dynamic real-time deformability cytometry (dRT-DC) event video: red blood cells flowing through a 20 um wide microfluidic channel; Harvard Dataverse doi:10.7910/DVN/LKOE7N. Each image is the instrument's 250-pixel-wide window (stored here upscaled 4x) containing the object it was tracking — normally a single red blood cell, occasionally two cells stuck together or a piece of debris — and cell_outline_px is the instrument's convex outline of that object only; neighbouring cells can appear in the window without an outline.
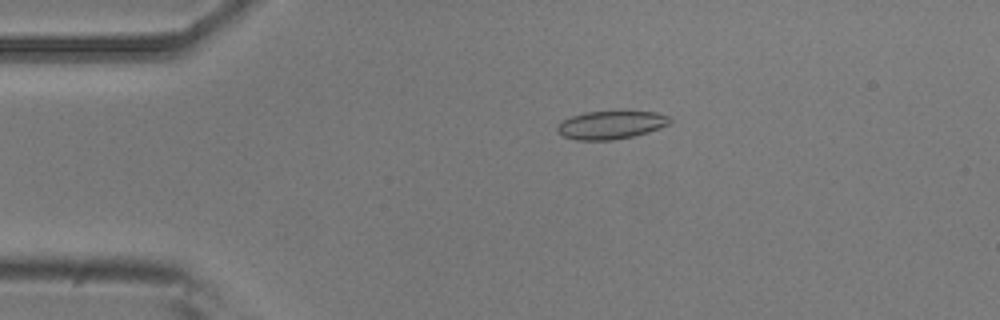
{"species": "common noctule bat (a hibernating species)", "species_latin": "Nyctalus noctula", "temperature_condition": "room temperature", "stored_images_in_passage": 4, "camera_frame_rate_fps": 3000, "um_per_image_px": 0.085, "animal": {"sex": "male", "body_mass_g": 20.5, "forearm_length_mm": 52.5}, "frame": {"image": 1, "passage_image": 3, "time_ms": 0.667, "image_size_px": [1000, 320], "cell_outline_px": [[672, 120], [668, 124], [660, 128], [648, 132], [632, 136], [612, 140], [576, 140], [564, 136], [556, 128], [564, 120], [572, 116], [584, 112], [656, 112], [668, 116]], "centroid_in_image_um": [51.95, 10.62], "position_along_channel_um": 33.1, "area_um2": 18.09}}